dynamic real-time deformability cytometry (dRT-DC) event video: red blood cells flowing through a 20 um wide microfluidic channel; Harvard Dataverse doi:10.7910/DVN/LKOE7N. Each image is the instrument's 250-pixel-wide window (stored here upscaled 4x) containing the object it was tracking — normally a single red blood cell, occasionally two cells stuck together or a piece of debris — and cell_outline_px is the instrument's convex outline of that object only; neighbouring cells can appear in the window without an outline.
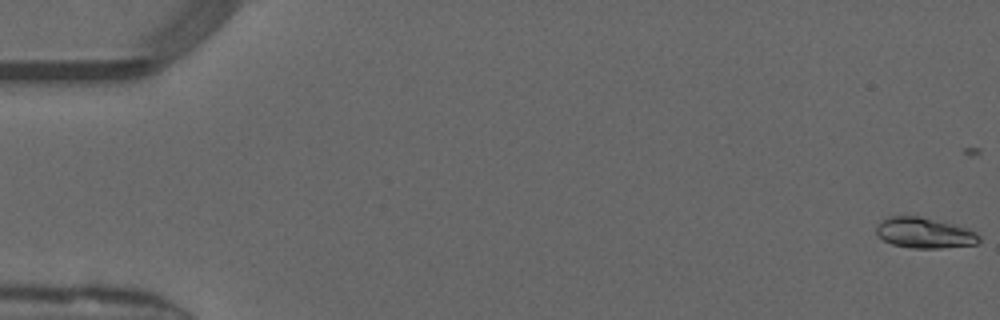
{"species": "common noctule bat (a hibernating species)", "species_latin": "Nyctalus noctula", "temperature_condition": "warm", "stored_images_in_passage": 23, "camera_frame_rate_fps": 3000, "um_per_image_px": 0.085, "animal": {"sex": "male", "forearm_length_mm": 52.5}, "frame": {"image": 1, "passage_image": 1, "time_ms": 0.0, "image_size_px": [1000, 320], "cell_outline_px": [[980, 240], [976, 244], [940, 248], [912, 248], [892, 244], [884, 240], [876, 232], [876, 228], [888, 216], [920, 216], [968, 228], [976, 232], [980, 236]], "centroid_in_image_um": [78.61, 19.8], "position_along_channel_um": 6.4, "area_um2": 18.09}}
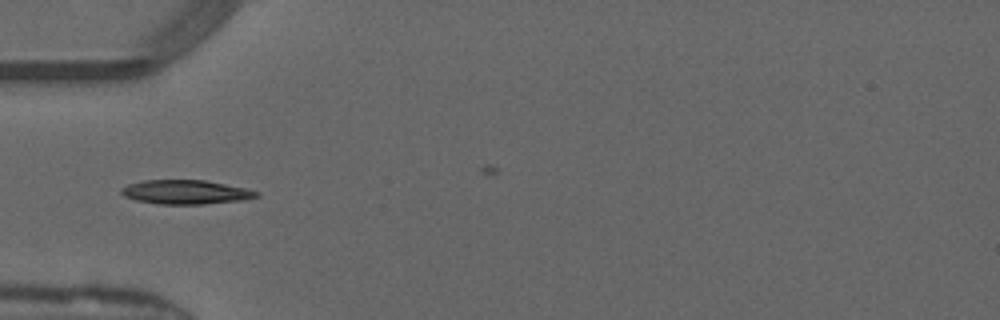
{"frame": {"image": 2, "passage_image": 17, "time_ms": 5.333, "image_size_px": [1000, 320], "cell_outline_px": [[260, 196], [244, 200], [204, 204], [156, 204], [136, 200], [124, 196], [120, 192], [120, 188], [128, 184], [144, 180], [204, 180], [244, 188], [260, 192]], "centroid_in_image_um": [15.77, 16.33], "position_along_channel_um": 69.2, "area_um2": 19.02}}
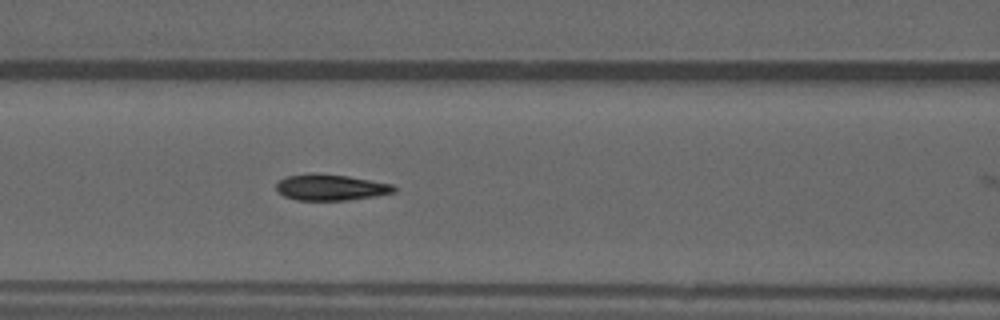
{"frame": {"image": 3, "passage_image": 22, "time_ms": 7.0, "image_size_px": [1000, 320], "cell_outline_px": [[396, 192], [376, 196], [348, 200], [296, 200], [284, 196], [276, 188], [276, 184], [280, 180], [288, 176], [308, 172], [316, 172], [348, 176], [392, 184], [396, 188]], "centroid_in_image_um": [28.11, 15.91], "position_along_channel_um": 138.5, "area_um2": 18.03}}